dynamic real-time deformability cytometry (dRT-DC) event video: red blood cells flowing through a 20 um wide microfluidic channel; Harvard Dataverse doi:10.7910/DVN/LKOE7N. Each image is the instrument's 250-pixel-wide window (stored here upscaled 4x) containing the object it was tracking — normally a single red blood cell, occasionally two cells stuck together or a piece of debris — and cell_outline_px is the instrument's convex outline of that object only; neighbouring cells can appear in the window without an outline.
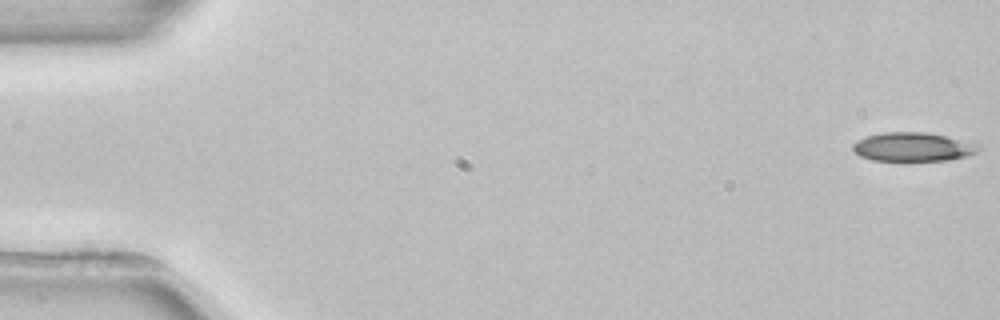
{"species": "common noctule bat (a hibernating species)", "species_latin": "Nyctalus noctula", "temperature_condition": "room temperature", "stored_images_in_passage": 4, "camera_frame_rate_fps": 3000, "um_per_image_px": 0.085, "animal": {"sex": "female", "body_mass_g": 22.7, "forearm_length_mm": 54.2}, "frame": {"image": 1, "passage_image": 1, "time_ms": 0.0, "image_size_px": [1000, 320], "cell_outline_px": [[984, 148], [976, 152], [964, 156], [948, 160], [872, 160], [860, 156], [852, 148], [852, 144], [856, 140], [868, 136], [884, 132], [928, 132], [948, 136], [980, 144]], "centroid_in_image_um": [77.63, 12.47], "position_along_channel_um": 7.4, "area_um2": 21.15}}
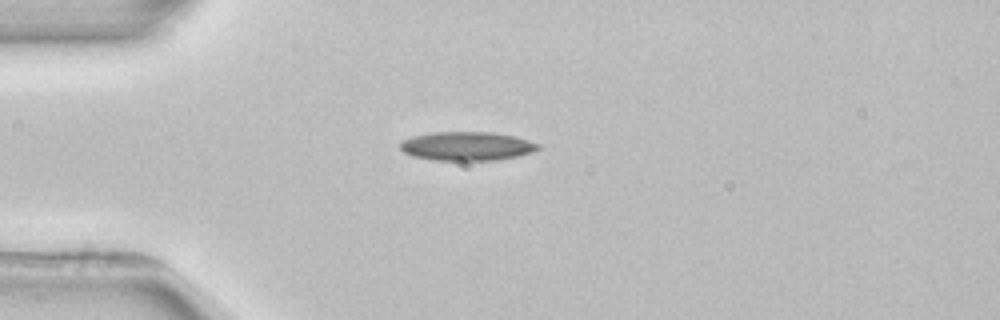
{"frame": {"image": 2, "passage_image": 4, "time_ms": 4.333, "image_size_px": [1000, 320], "cell_outline_px": [[540, 148], [532, 152], [516, 156], [496, 160], [432, 160], [412, 156], [404, 152], [400, 148], [400, 140], [412, 136], [432, 132], [492, 132], [516, 136], [540, 144]], "centroid_in_image_um": [39.66, 12.41], "position_along_channel_um": 45.3, "area_um2": 23.29}}